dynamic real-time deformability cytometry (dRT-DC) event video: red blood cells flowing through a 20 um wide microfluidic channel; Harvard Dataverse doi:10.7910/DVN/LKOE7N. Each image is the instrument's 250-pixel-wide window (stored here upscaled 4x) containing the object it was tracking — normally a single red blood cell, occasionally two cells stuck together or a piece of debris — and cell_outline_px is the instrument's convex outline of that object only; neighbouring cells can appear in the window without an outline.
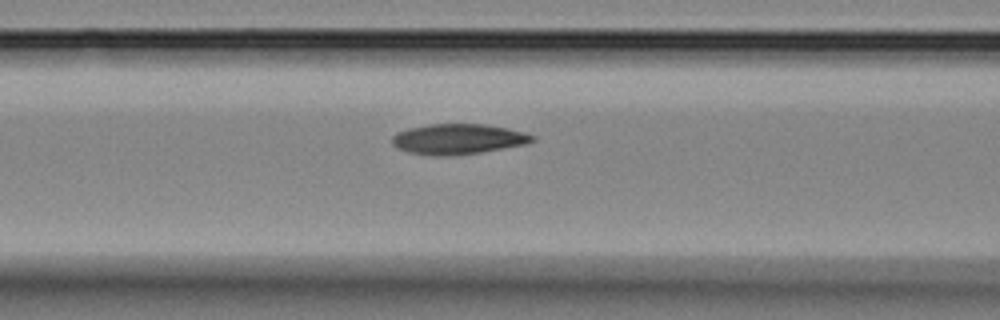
{"species": "Egyptian fruit bat (a non-hibernating species)", "species_latin": "Rousettus aegyptiacus", "temperature_condition": "room temperature", "stored_images_in_passage": 5, "camera_frame_rate_fps": 3000, "um_per_image_px": 0.085, "animal": {"sex": "female"}, "frame": {"image": 1, "passage_image": 5, "time_ms": 5.667, "image_size_px": [1000, 320], "cell_outline_px": [[536, 140], [528, 144], [456, 156], [432, 156], [408, 152], [396, 148], [392, 144], [392, 136], [396, 132], [408, 128], [428, 124], [484, 124], [508, 128], [524, 132], [536, 136]], "centroid_in_image_um": [38.93, 11.83], "position_along_channel_um": 127.7, "area_um2": 25.2}}